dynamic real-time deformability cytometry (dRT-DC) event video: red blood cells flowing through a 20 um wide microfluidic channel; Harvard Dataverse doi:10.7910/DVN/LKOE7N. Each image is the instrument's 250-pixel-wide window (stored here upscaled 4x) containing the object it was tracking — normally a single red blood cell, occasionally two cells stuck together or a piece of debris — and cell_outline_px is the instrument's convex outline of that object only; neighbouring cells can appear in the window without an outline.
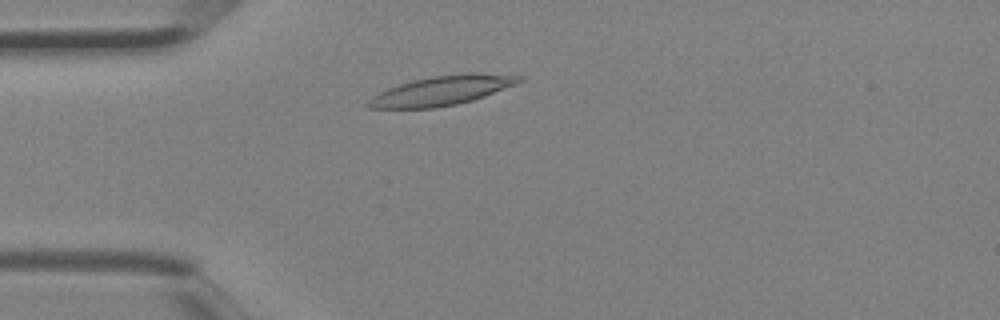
{"species": "Egyptian fruit bat (a non-hibernating species)", "species_latin": "Rousettus aegyptiacus", "temperature_condition": "room temperature", "stored_images_in_passage": 4, "camera_frame_rate_fps": 3000, "um_per_image_px": 0.085, "animal": {"sex": "female"}, "frame": {"image": 1, "passage_image": 4, "time_ms": 1.0, "image_size_px": [1000, 320], "cell_outline_px": [[524, 80], [516, 84], [484, 96], [472, 100], [456, 104], [436, 108], [368, 108], [364, 104], [372, 96], [388, 88], [400, 84], [432, 76], [464, 72], [480, 72], [524, 76]], "centroid_in_image_um": [37.59, 7.68], "position_along_channel_um": 47.4, "area_um2": 25.95}}